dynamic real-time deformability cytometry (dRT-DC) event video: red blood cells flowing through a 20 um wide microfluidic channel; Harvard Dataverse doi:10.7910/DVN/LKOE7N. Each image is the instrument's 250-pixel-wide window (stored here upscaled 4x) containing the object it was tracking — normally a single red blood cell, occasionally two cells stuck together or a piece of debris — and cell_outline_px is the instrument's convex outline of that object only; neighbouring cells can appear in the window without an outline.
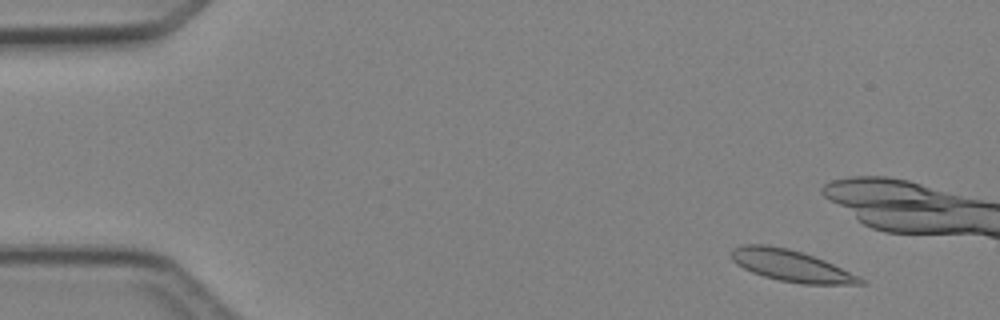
{"species": "Egyptian fruit bat (a non-hibernating species)", "species_latin": "Rousettus aegyptiacus", "temperature_condition": "cold", "stored_images_in_passage": 9, "camera_frame_rate_fps": 3000, "um_per_image_px": 0.085, "animal": {"sex": "female"}, "frame": {"image": 1, "passage_image": 1, "time_ms": 0.0, "image_size_px": [1000, 320], "cell_outline_px": [[868, 284], [804, 284], [780, 280], [764, 276], [752, 272], [736, 264], [732, 260], [732, 248], [744, 244], [764, 244], [788, 248], [824, 260], [860, 276]], "centroid_in_image_um": [67.25, 22.58], "position_along_channel_um": 17.8, "area_um2": 23.47}}